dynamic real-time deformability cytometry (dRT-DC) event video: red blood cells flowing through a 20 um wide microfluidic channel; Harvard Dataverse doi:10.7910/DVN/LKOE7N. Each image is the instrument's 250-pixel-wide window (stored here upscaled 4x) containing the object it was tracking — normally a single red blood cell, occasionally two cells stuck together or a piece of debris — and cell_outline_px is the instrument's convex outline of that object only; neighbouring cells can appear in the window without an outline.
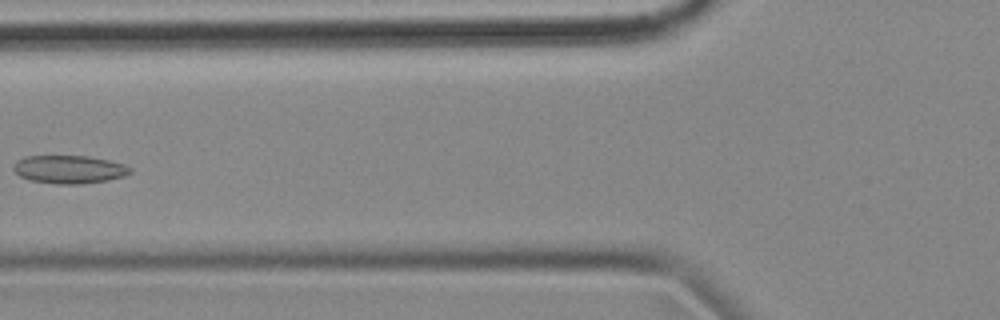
{"species": "common noctule bat (a hibernating species)", "species_latin": "Nyctalus noctula", "temperature_condition": "cold", "stored_images_in_passage": 8, "camera_frame_rate_fps": 3000, "um_per_image_px": 0.085, "animal": {"sex": "female", "body_mass_g": 18.4}, "frame": {"image": 1, "passage_image": 5, "time_ms": 1.333, "image_size_px": [1000, 320], "cell_outline_px": [[132, 172], [124, 176], [108, 180], [80, 184], [56, 184], [28, 180], [20, 176], [12, 168], [16, 160], [24, 156], [88, 156], [108, 160], [124, 164], [132, 168]], "centroid_in_image_um": [5.87, 14.4], "position_along_channel_um": 119.9, "area_um2": 19.25}}
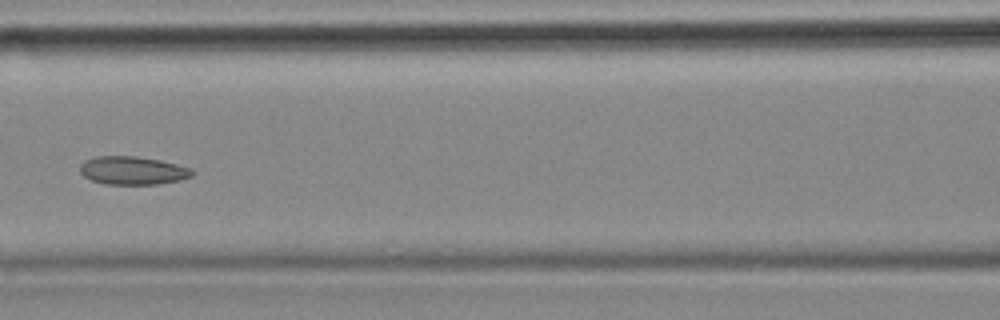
{"frame": {"image": 2, "passage_image": 6, "time_ms": 1.667, "image_size_px": [1000, 320], "cell_outline_px": [[196, 172], [192, 176], [180, 180], [156, 184], [104, 184], [92, 180], [84, 176], [80, 172], [80, 164], [84, 160], [96, 156], [136, 156], [160, 160], [192, 168]], "centroid_in_image_um": [11.29, 14.49], "position_along_channel_um": 155.3, "area_um2": 18.55}}
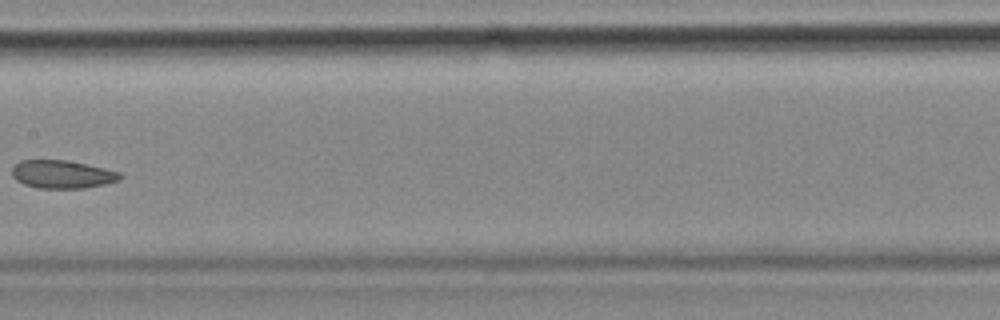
{"frame": {"image": 3, "passage_image": 7, "time_ms": 2.0, "image_size_px": [1000, 320], "cell_outline_px": [[124, 176], [120, 180], [104, 184], [84, 188], [36, 188], [24, 184], [16, 180], [12, 176], [12, 168], [20, 160], [64, 160], [104, 168], [120, 172]], "centroid_in_image_um": [5.28, 14.82], "position_along_channel_um": 202.1, "area_um2": 17.63}}